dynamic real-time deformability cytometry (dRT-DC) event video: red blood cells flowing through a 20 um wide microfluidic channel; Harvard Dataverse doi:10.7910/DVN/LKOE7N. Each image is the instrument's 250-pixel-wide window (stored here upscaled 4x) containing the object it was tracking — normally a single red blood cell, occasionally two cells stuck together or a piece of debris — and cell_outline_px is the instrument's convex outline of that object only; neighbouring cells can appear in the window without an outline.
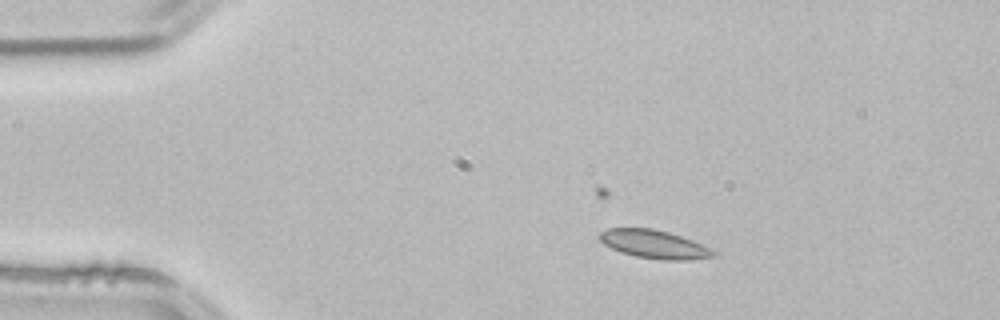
{"species": "common noctule bat (a hibernating species)", "species_latin": "Nyctalus noctula", "temperature_condition": "room temperature", "stored_images_in_passage": 2, "camera_frame_rate_fps": 3000, "um_per_image_px": 0.085, "animal": {"sex": "male", "body_mass_g": 21.5, "forearm_length_mm": 52.0}, "frame": {"image": 1, "passage_image": 1, "time_ms": 0.0, "image_size_px": [1000, 320], "cell_outline_px": [[716, 256], [688, 260], [664, 260], [636, 256], [620, 252], [604, 244], [600, 240], [600, 232], [608, 228], [652, 228], [668, 232], [692, 240], [712, 248], [716, 252]], "centroid_in_image_um": [55.63, 20.76], "position_along_channel_um": 29.4, "area_um2": 18.73}}